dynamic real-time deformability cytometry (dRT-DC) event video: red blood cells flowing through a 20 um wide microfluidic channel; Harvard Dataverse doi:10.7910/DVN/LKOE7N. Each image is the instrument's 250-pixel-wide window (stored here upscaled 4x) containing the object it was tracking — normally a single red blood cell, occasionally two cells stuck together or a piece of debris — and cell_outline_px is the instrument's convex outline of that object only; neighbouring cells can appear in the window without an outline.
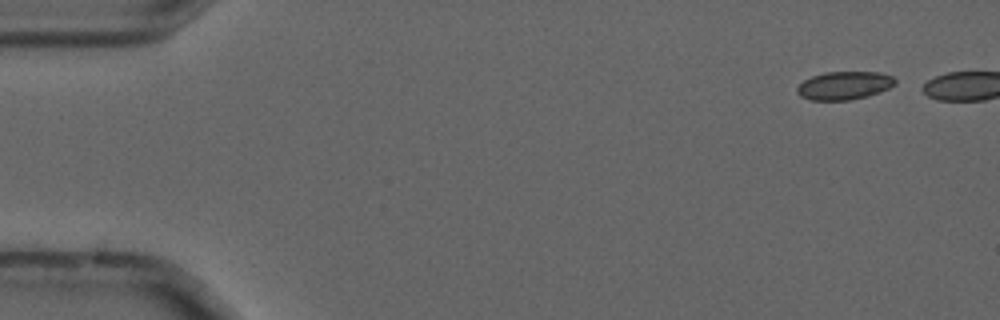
{"species": "common noctule bat (a hibernating species)", "species_latin": "Nyctalus noctula", "temperature_condition": "cold", "stored_images_in_passage": 44, "camera_frame_rate_fps": 3000, "um_per_image_px": 0.085, "animal": {"sex": "male", "forearm_length_mm": 52.5}, "frame": {"image": 1, "passage_image": 3, "time_ms": 0.667, "image_size_px": [1000, 320], "cell_outline_px": [[896, 84], [880, 92], [868, 96], [848, 100], [812, 100], [800, 96], [796, 92], [796, 88], [804, 80], [812, 76], [824, 72], [880, 72], [892, 76], [896, 80]], "centroid_in_image_um": [71.76, 7.26], "position_along_channel_um": 13.2, "area_um2": 16.13}}
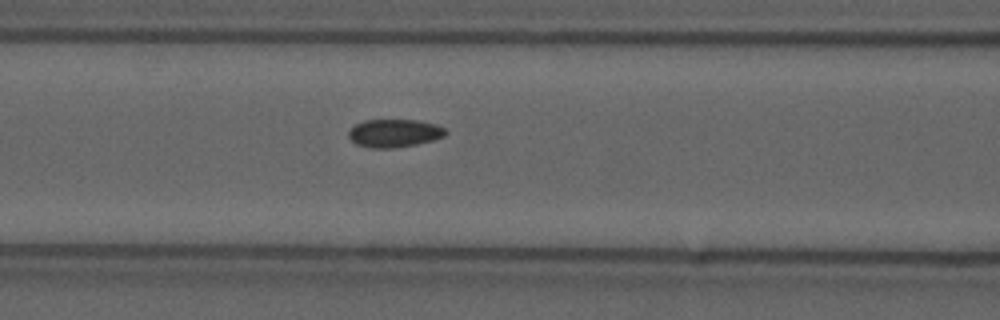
{"frame": {"image": 2, "passage_image": 22, "time_ms": 7.0, "image_size_px": [1000, 320], "cell_outline_px": [[448, 132], [444, 136], [432, 140], [416, 144], [392, 148], [372, 148], [356, 144], [348, 136], [348, 132], [356, 124], [364, 120], [416, 120], [436, 124], [444, 128]], "centroid_in_image_um": [33.52, 11.31], "position_along_channel_um": 133.1, "area_um2": 15.72}}
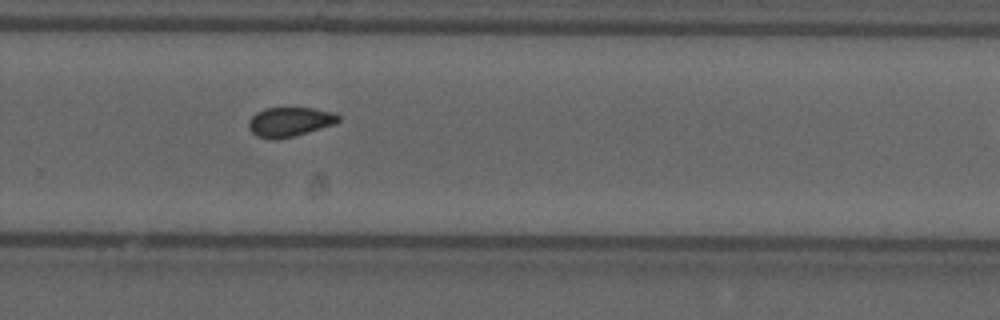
{"frame": {"image": 3, "passage_image": 36, "time_ms": 11.667, "image_size_px": [1000, 320], "cell_outline_px": [[340, 120], [336, 124], [292, 136], [276, 140], [268, 140], [256, 136], [248, 128], [248, 120], [256, 112], [264, 108], [312, 108], [332, 112], [340, 116]], "centroid_in_image_um": [24.59, 10.36], "position_along_channel_um": 305.2, "area_um2": 15.49}}